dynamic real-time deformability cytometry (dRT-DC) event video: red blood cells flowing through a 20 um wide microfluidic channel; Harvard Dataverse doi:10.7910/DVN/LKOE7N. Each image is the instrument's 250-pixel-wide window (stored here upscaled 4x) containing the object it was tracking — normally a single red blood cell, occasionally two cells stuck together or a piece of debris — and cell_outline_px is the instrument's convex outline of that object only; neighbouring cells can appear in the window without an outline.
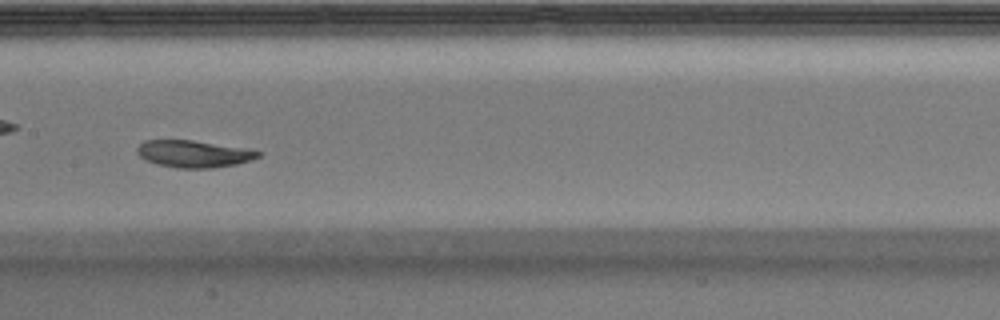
{"species": "Egyptian fruit bat (a non-hibernating species)", "species_latin": "Rousettus aegyptiacus", "temperature_condition": "warm", "stored_images_in_passage": 28, "camera_frame_rate_fps": 3000, "um_per_image_px": 0.085, "animal": {"sex": "male"}, "frame": {"image": 1, "passage_image": 13, "time_ms": 4.0, "image_size_px": [1000, 320], "cell_outline_px": [[260, 156], [236, 164], [212, 168], [176, 168], [156, 164], [144, 160], [136, 152], [136, 148], [144, 140], [192, 140], [260, 152]], "centroid_in_image_um": [16.34, 13.09], "position_along_channel_um": 191.1, "area_um2": 18.67}}
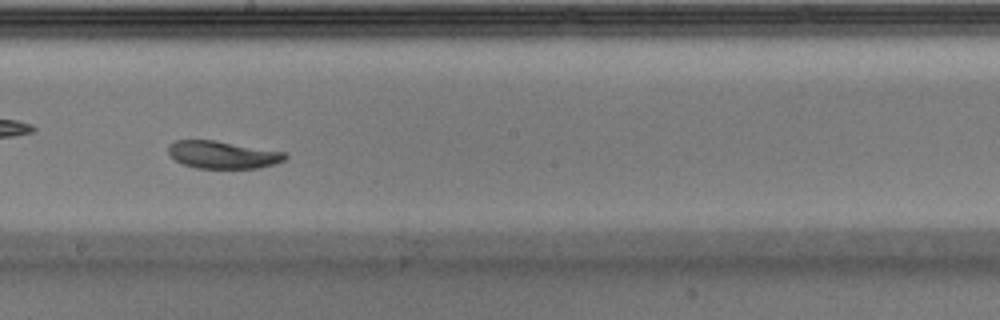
{"frame": {"image": 2, "passage_image": 16, "time_ms": 5.0, "image_size_px": [1000, 320], "cell_outline_px": [[288, 156], [284, 160], [272, 164], [256, 168], [196, 168], [184, 164], [176, 160], [168, 152], [168, 144], [176, 140], [216, 140], [284, 152]], "centroid_in_image_um": [18.9, 13.14], "position_along_channel_um": 229.3, "area_um2": 18.55}, "authors_computed_cell_mechanics": {"area_um2": 19.2474, "velocity_mm_per_s": 3.8563, "shape_relaxation_time_tau1_ms": 5.5616, "shape_relaxation_time_tau2_ms": null, "deformation_change_tau1": 0.1869, "deformation_change_tau2": null}}